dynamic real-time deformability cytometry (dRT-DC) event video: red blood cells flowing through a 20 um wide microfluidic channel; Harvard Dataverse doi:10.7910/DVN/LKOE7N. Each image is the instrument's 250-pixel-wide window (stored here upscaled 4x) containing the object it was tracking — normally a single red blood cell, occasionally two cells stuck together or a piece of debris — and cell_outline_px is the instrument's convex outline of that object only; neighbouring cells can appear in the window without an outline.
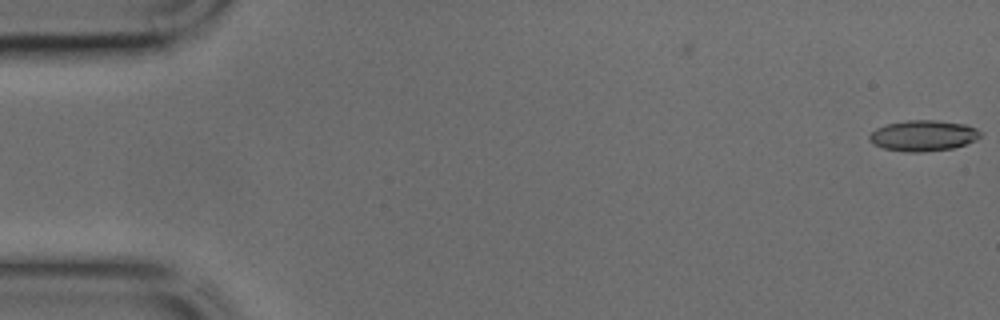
{"species": "common noctule bat (a hibernating species)", "species_latin": "Nyctalus noctula", "temperature_condition": "cold", "stored_images_in_passage": 4, "camera_frame_rate_fps": 3000, "um_per_image_px": 0.085, "animal": {"sex": "male", "body_mass_g": 17.9, "forearm_length_mm": 54.2}, "frame": {"image": 1, "passage_image": 4, "time_ms": 1.0, "image_size_px": [1000, 320], "cell_outline_px": [[980, 136], [976, 140], [952, 148], [920, 152], [904, 152], [884, 148], [868, 140], [868, 136], [876, 128], [888, 124], [908, 120], [936, 120], [964, 124], [976, 128], [980, 132]], "centroid_in_image_um": [78.46, 11.53], "position_along_channel_um": 6.5, "area_um2": 19.71}}